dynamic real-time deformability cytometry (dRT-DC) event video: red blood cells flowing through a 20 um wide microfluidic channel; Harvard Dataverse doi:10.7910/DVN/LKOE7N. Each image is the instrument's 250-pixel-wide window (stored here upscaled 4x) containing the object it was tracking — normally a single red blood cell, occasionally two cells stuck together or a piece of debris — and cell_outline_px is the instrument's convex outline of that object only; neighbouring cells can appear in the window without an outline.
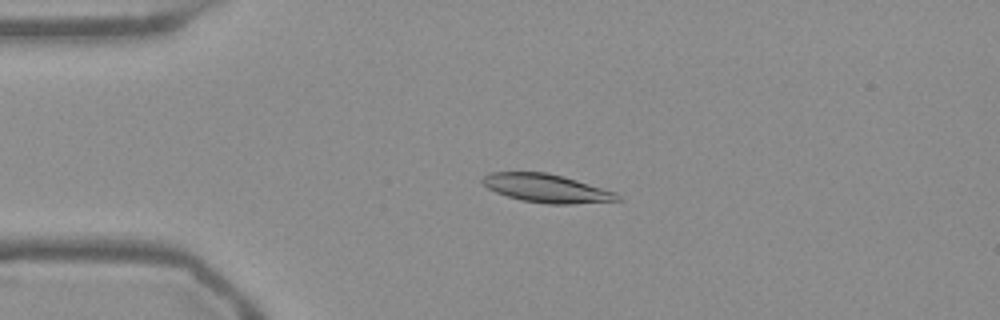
{"species": "Egyptian fruit bat (a non-hibernating species)", "species_latin": "Rousettus aegyptiacus", "temperature_condition": "warm", "stored_images_in_passage": 53, "camera_frame_rate_fps": 3000, "um_per_image_px": 0.085, "frame": {"image": 1, "passage_image": 12, "time_ms": 3.667, "image_size_px": [1000, 320], "cell_outline_px": [[624, 200], [572, 204], [548, 204], [520, 200], [496, 192], [488, 188], [480, 180], [488, 172], [548, 172], [564, 176], [616, 192]], "centroid_in_image_um": [46.47, 16.0], "position_along_channel_um": 38.5, "area_um2": 22.43}}
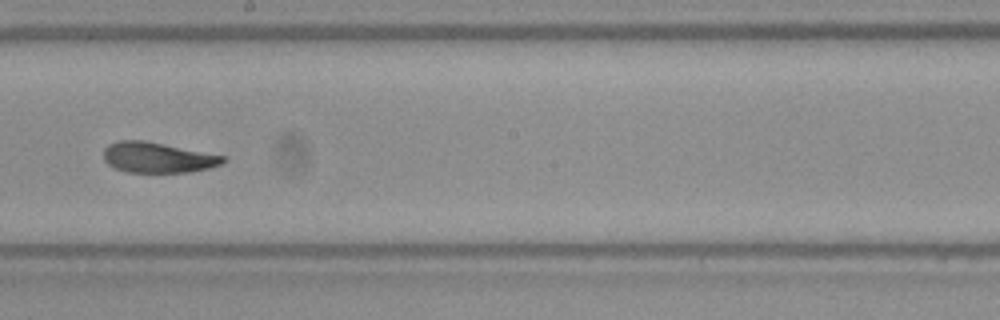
{"frame": {"image": 2, "passage_image": 30, "time_ms": 9.667, "image_size_px": [1000, 320], "cell_outline_px": [[228, 160], [220, 164], [208, 168], [188, 172], [128, 172], [116, 168], [108, 164], [104, 160], [104, 148], [108, 144], [120, 140], [144, 140], [228, 156]], "centroid_in_image_um": [13.43, 13.38], "position_along_channel_um": 234.8, "area_um2": 21.27}}
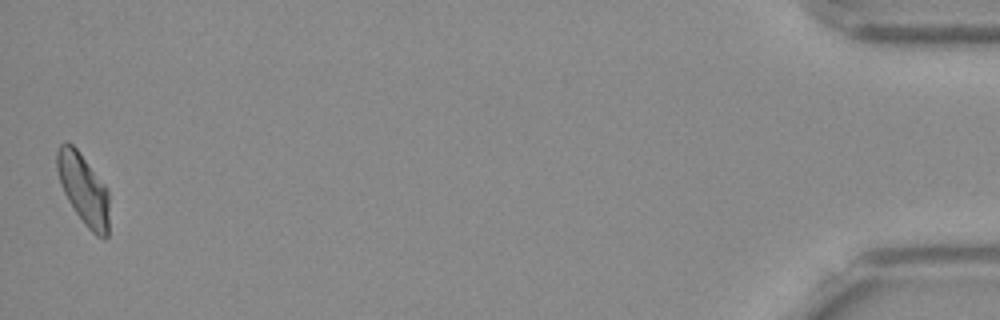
{"frame": {"image": 3, "passage_image": 53, "time_ms": 17.333, "image_size_px": [1000, 320], "cell_outline_px": [[108, 236], [104, 240], [96, 236], [84, 224], [68, 200], [60, 184], [56, 168], [56, 152], [60, 144], [64, 140], [68, 140], [76, 148], [108, 188]], "centroid_in_image_um": [7.08, 16.06], "position_along_channel_um": 428.1, "area_um2": 21.68}, "authors_computed_cell_mechanics": {"area_um2": 22.4264, "velocity_mm_per_s": 3.7694, "shape_relaxation_time_tau1_ms": 4.0242, "shape_relaxation_time_tau2_ms": 2.2185, "deformation_change_tau1": 0.1686, "deformation_change_tau2": 0.0838}}